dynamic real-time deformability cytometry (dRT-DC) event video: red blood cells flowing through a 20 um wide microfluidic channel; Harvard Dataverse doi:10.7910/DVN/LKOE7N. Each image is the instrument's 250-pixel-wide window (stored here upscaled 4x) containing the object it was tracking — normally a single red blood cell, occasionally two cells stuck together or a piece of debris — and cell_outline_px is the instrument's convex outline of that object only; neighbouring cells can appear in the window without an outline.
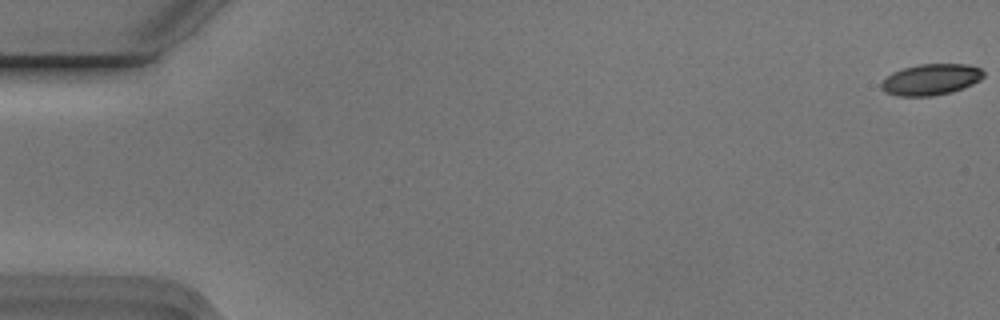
{"species": "Egyptian fruit bat (a non-hibernating species)", "species_latin": "Rousettus aegyptiacus", "temperature_condition": "cold", "stored_images_in_passage": 56, "camera_frame_rate_fps": 3000, "um_per_image_px": 0.085, "animal": {"sex": "male"}, "frame": {"image": 1, "passage_image": 1, "time_ms": 0.0, "image_size_px": [1000, 320], "cell_outline_px": [[984, 76], [980, 80], [972, 84], [952, 92], [932, 96], [896, 96], [884, 92], [880, 88], [880, 80], [892, 72], [904, 68], [920, 64], [968, 64], [980, 68], [984, 72]], "centroid_in_image_um": [79.08, 6.76], "position_along_channel_um": 5.9, "area_um2": 18.79}}
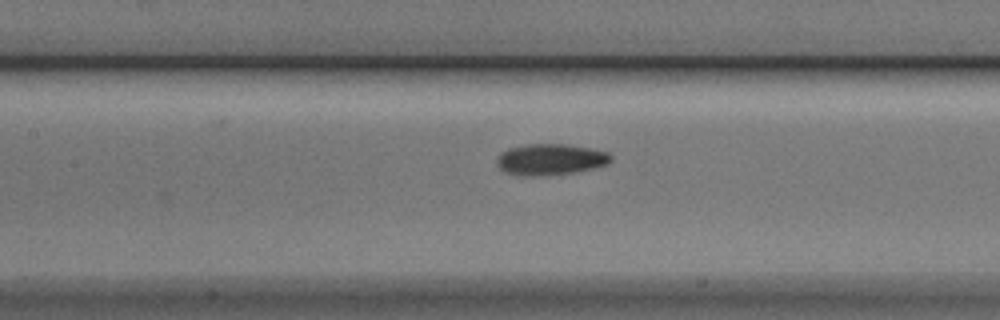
{"frame": {"image": 2, "passage_image": 26, "time_ms": 8.333, "image_size_px": [1000, 320], "cell_outline_px": [[612, 160], [608, 164], [596, 168], [576, 172], [528, 176], [516, 176], [504, 172], [496, 164], [496, 160], [500, 152], [508, 148], [528, 144], [568, 144], [592, 148], [608, 152], [612, 156]], "centroid_in_image_um": [46.79, 13.55], "position_along_channel_um": 160.6, "area_um2": 21.04}}
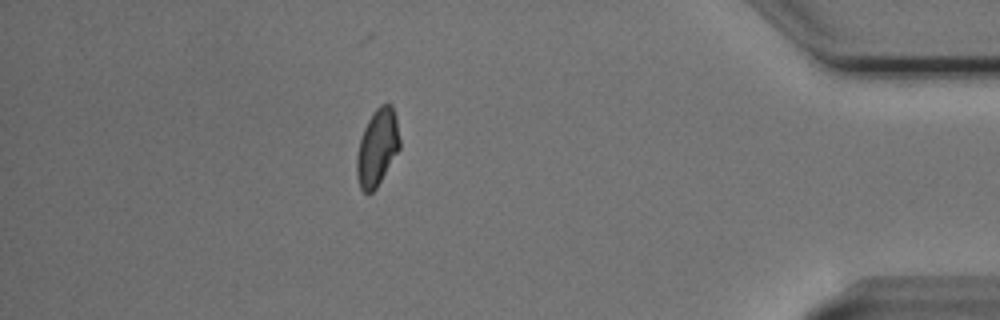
{"frame": {"image": 3, "passage_image": 49, "time_ms": 16.0, "image_size_px": [1000, 320], "cell_outline_px": [[400, 148], [376, 188], [372, 192], [364, 192], [360, 188], [356, 176], [356, 160], [360, 140], [364, 128], [372, 112], [380, 104], [392, 104], [396, 116], [400, 140]], "centroid_in_image_um": [32.07, 12.52], "position_along_channel_um": 403.1, "area_um2": 19.19}, "authors_computed_cell_mechanics": {"area_um2": 19.5364, "velocity_mm_per_s": 3.7486, "shape_relaxation_time_tau1_ms": 3.7072, "shape_relaxation_time_tau2_ms": 5.4499, "deformation_change_tau1": 0.116, "deformation_change_tau2": 0.0919}}